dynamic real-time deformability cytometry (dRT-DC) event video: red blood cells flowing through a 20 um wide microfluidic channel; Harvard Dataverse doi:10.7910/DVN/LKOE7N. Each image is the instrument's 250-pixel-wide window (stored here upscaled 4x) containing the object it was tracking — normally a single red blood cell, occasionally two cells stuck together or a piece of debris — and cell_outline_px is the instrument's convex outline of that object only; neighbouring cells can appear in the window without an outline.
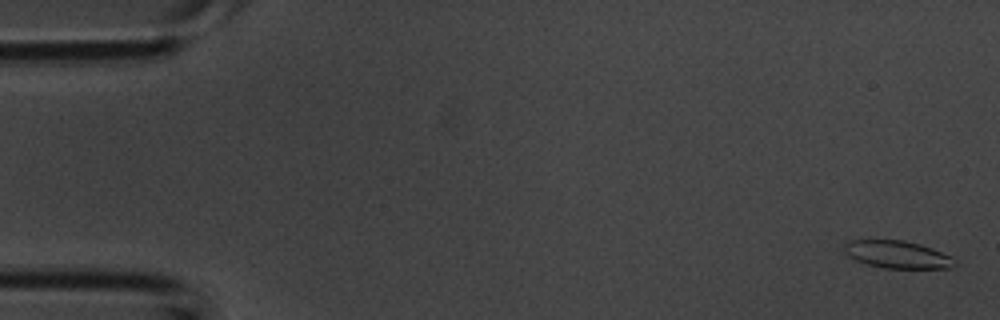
{"species": "common noctule bat (a hibernating species)", "species_latin": "Nyctalus noctula", "temperature_condition": "room temperature", "stored_images_in_passage": 42, "camera_frame_rate_fps": 3000, "um_per_image_px": 0.085, "animal": {"sex": "male", "body_mass_g": 20.1, "forearm_length_mm": 53.5}, "frame": {"image": 1, "passage_image": 1, "time_ms": 0.0, "image_size_px": [1000, 320], "cell_outline_px": [[956, 264], [952, 268], [884, 268], [868, 264], [856, 260], [848, 256], [844, 252], [844, 244], [848, 240], [904, 240], [920, 244], [932, 248], [952, 256], [956, 260]], "centroid_in_image_um": [76.29, 21.63], "position_along_channel_um": 8.7, "area_um2": 17.8}}
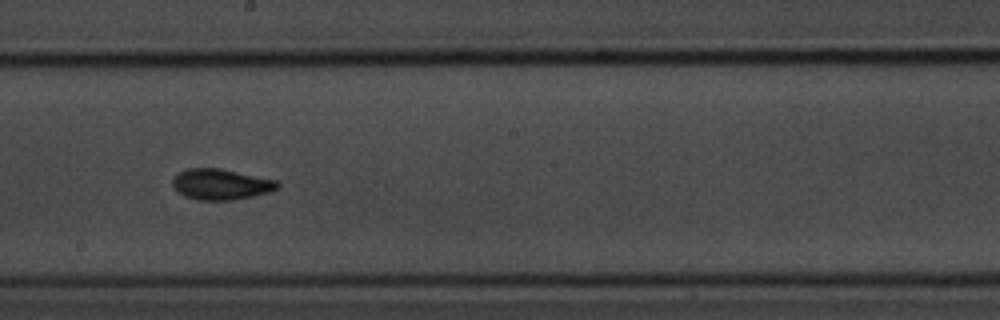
{"frame": {"image": 2, "passage_image": 23, "time_ms": 7.333, "image_size_px": [1000, 320], "cell_outline_px": [[280, 188], [272, 192], [232, 200], [200, 200], [184, 196], [176, 192], [172, 184], [172, 176], [188, 168], [220, 168], [276, 180], [280, 184]], "centroid_in_image_um": [18.77, 15.67], "position_along_channel_um": 229.4, "area_um2": 19.02}}
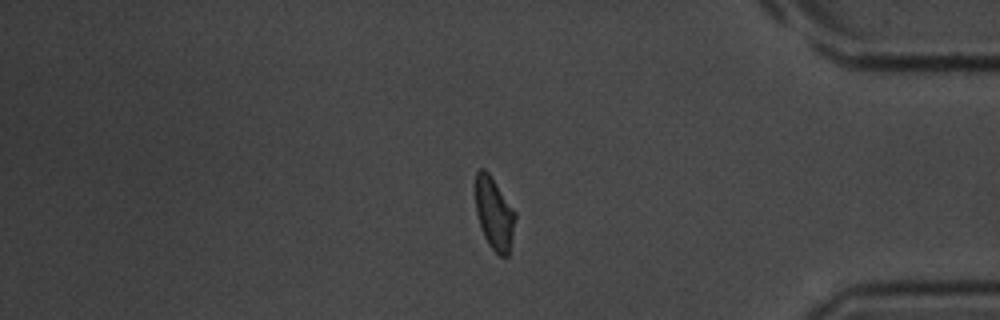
{"frame": {"image": 3, "passage_image": 35, "time_ms": 11.333, "image_size_px": [1000, 320], "cell_outline_px": [[516, 216], [508, 256], [500, 256], [488, 244], [484, 236], [476, 212], [476, 172], [480, 168], [484, 168], [488, 172], [516, 212]], "centroid_in_image_um": [42.01, 18.14], "position_along_channel_um": 393.2, "area_um2": 16.47}}